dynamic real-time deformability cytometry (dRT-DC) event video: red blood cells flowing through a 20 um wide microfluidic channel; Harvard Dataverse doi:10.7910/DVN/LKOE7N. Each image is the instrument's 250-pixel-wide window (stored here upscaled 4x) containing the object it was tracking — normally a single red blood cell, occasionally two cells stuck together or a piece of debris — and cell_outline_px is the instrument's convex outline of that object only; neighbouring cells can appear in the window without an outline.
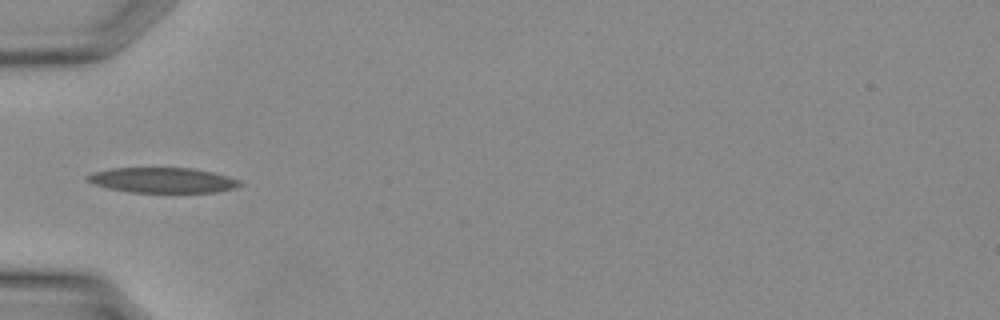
{"species": "Egyptian fruit bat (a non-hibernating species)", "species_latin": "Rousettus aegyptiacus", "temperature_condition": "warm", "stored_images_in_passage": 12, "camera_frame_rate_fps": 3000, "um_per_image_px": 0.085, "animal": {"sex": "female"}, "frame": {"image": 1, "passage_image": 1, "time_ms": 0.0, "image_size_px": [1000, 320], "cell_outline_px": [[240, 184], [236, 188], [216, 192], [132, 192], [108, 188], [92, 184], [84, 180], [84, 176], [92, 172], [112, 168], [196, 168], [228, 176], [240, 180]], "centroid_in_image_um": [13.77, 15.31], "position_along_channel_um": 71.2, "area_um2": 22.54}}
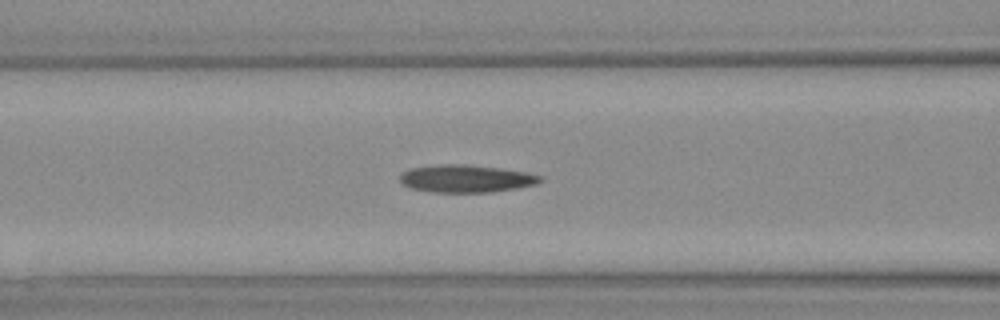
{"frame": {"image": 2, "passage_image": 4, "time_ms": 1.0, "image_size_px": [1000, 320], "cell_outline_px": [[544, 180], [536, 184], [516, 188], [488, 192], [428, 192], [412, 188], [404, 184], [400, 180], [400, 176], [404, 172], [412, 168], [440, 164], [460, 164], [500, 168], [528, 172], [540, 176]], "centroid_in_image_um": [39.64, 15.18], "position_along_channel_um": 127.0, "area_um2": 22.31}}
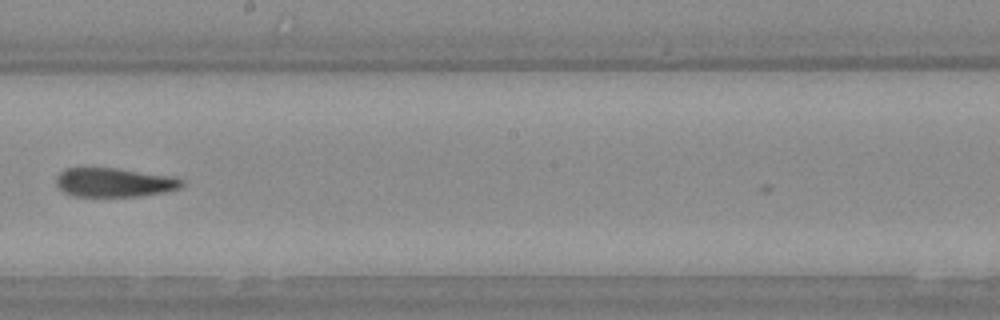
{"frame": {"image": 3, "passage_image": 10, "time_ms": 3.0, "image_size_px": [1000, 320], "cell_outline_px": [[184, 184], [180, 188], [168, 192], [136, 196], [72, 196], [64, 192], [56, 184], [56, 176], [64, 168], [116, 168], [168, 176], [184, 180]], "centroid_in_image_um": [9.69, 15.51], "position_along_channel_um": 238.5, "area_um2": 21.15}}